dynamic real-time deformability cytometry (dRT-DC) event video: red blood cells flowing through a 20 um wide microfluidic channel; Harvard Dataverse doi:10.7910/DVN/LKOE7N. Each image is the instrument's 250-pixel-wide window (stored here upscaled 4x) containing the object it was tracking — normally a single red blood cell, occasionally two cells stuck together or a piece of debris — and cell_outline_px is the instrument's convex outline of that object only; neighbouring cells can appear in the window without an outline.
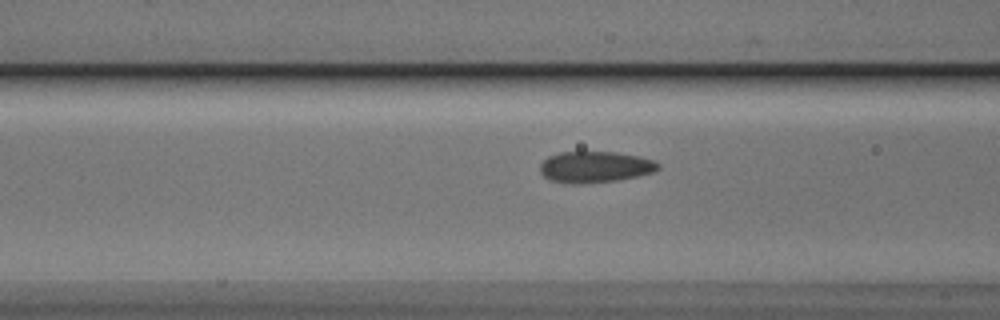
{"species": "Egyptian fruit bat (a non-hibernating species)", "species_latin": "Rousettus aegyptiacus", "temperature_condition": "cold", "stored_images_in_passage": 14, "camera_frame_rate_fps": 3000, "um_per_image_px": 0.085, "animal": {"sex": "male"}, "frame": {"image": 1, "passage_image": 8, "time_ms": 2.333, "image_size_px": [1000, 320], "cell_outline_px": [[660, 168], [652, 172], [636, 176], [616, 180], [584, 184], [568, 184], [548, 180], [540, 172], [540, 164], [548, 156], [560, 152], [616, 152], [640, 156], [652, 160], [660, 164]], "centroid_in_image_um": [50.54, 14.2], "position_along_channel_um": 116.1, "area_um2": 21.62}}
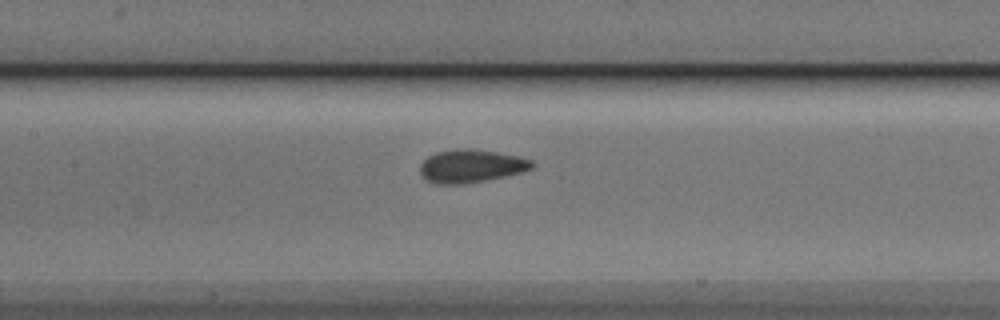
{"frame": {"image": 2, "passage_image": 12, "time_ms": 3.667, "image_size_px": [1000, 320], "cell_outline_px": [[536, 164], [532, 168], [520, 172], [504, 176], [484, 180], [460, 184], [436, 184], [424, 180], [420, 176], [420, 164], [428, 156], [436, 152], [456, 148], [472, 148], [520, 156], [532, 160]], "centroid_in_image_um": [40.0, 14.1], "position_along_channel_um": 167.4, "area_um2": 21.73}}